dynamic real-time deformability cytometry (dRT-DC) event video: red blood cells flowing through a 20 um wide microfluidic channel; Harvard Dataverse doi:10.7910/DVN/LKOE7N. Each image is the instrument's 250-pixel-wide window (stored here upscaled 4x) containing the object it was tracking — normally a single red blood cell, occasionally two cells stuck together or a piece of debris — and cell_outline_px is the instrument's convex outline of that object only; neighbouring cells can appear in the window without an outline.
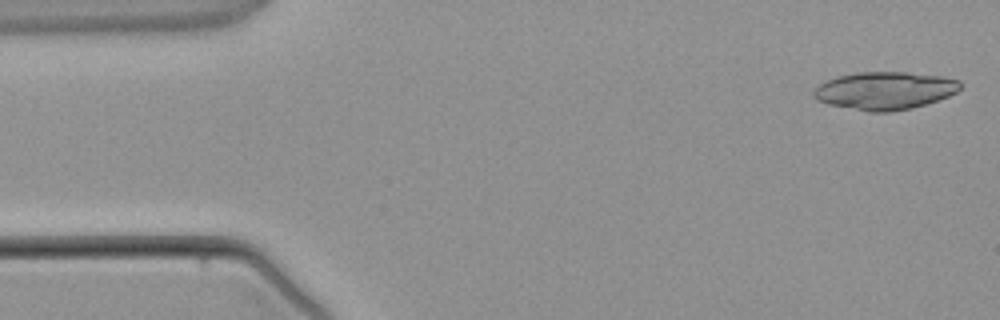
{"species": "common noctule bat (a hibernating species)", "species_latin": "Nyctalus noctula", "temperature_condition": "warm", "stored_images_in_passage": 6, "camera_frame_rate_fps": 3000, "um_per_image_px": 0.085, "animal": {"sex": "male", "body_mass_g": 21.5, "forearm_length_mm": 52.0}, "frame": {"image": 1, "passage_image": 1, "time_ms": 0.0, "image_size_px": [1000, 320], "cell_outline_px": [[960, 88], [956, 92], [948, 96], [912, 108], [888, 112], [868, 112], [828, 104], [816, 100], [812, 96], [812, 92], [820, 84], [836, 76], [856, 72], [908, 72], [944, 76], [960, 80]], "centroid_in_image_um": [75.19, 7.7], "position_along_channel_um": 9.8, "area_um2": 32.37}}
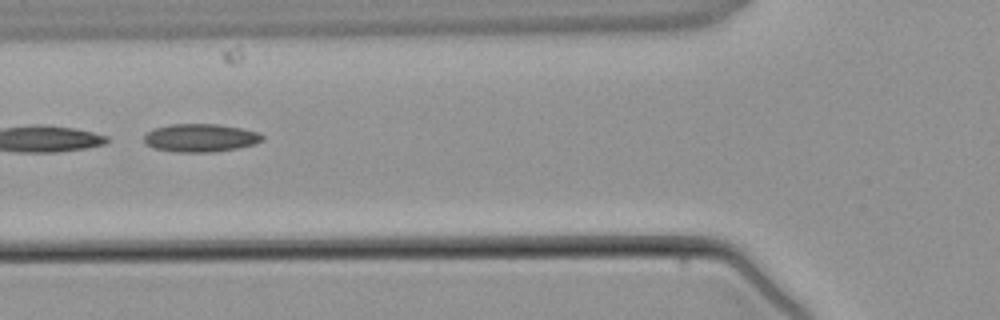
{"frame": {"image": 2, "passage_image": 5, "time_ms": 4.667, "image_size_px": [1000, 320], "cell_outline_px": [[264, 140], [256, 144], [236, 148], [212, 152], [176, 152], [156, 148], [144, 144], [144, 136], [148, 132], [156, 128], [172, 124], [220, 124], [244, 128], [260, 132], [264, 136]], "centroid_in_image_um": [17.1, 11.71], "position_along_channel_um": 108.7, "area_um2": 19.48}}